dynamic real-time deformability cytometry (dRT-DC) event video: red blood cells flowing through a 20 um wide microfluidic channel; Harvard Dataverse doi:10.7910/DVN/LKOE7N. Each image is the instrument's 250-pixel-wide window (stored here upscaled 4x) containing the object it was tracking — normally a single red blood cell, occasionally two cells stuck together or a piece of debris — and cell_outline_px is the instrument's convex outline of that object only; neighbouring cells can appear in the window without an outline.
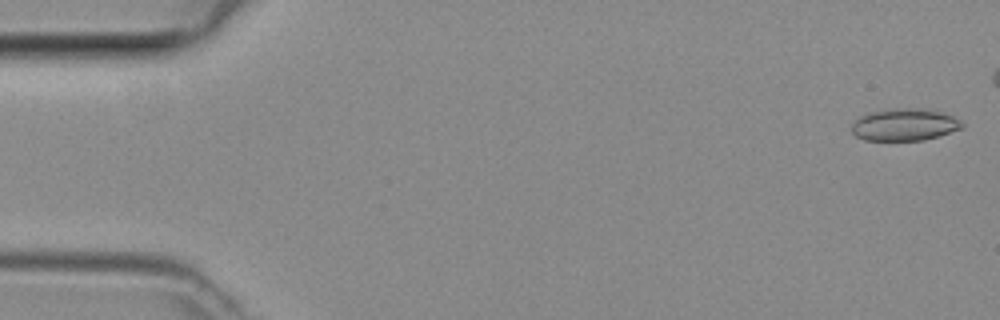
{"species": "common noctule bat (a hibernating species)", "species_latin": "Nyctalus noctula", "temperature_condition": "room temperature", "stored_images_in_passage": 4, "camera_frame_rate_fps": 3000, "um_per_image_px": 0.085, "animal": {"sex": "female", "body_mass_g": 29.2, "forearm_length_mm": 56.3}, "frame": {"image": 1, "passage_image": 1, "time_ms": 0.0, "image_size_px": [1000, 320], "cell_outline_px": [[964, 128], [924, 140], [864, 140], [856, 136], [852, 132], [852, 124], [860, 116], [868, 112], [900, 108], [908, 108], [940, 112], [952, 116], [960, 120], [964, 124]], "centroid_in_image_um": [76.87, 10.61], "position_along_channel_um": 8.1, "area_um2": 20.4}}